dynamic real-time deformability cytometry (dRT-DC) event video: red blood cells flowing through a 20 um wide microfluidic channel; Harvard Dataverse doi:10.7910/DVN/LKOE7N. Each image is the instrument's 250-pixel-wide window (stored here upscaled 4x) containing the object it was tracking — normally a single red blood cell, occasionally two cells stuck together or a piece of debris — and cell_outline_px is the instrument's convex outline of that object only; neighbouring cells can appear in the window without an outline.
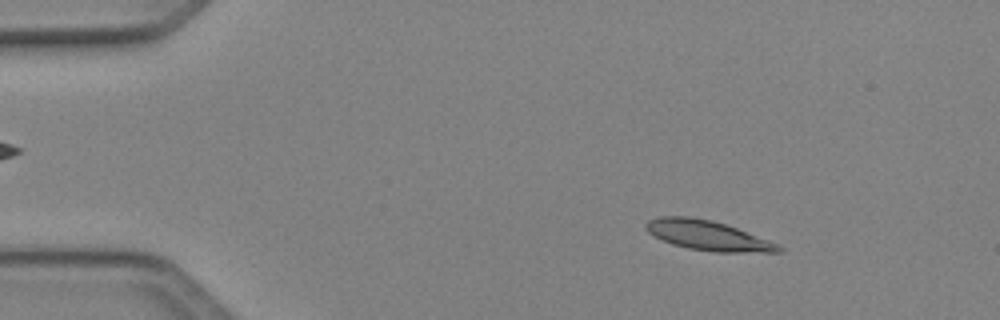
{"species": "Egyptian fruit bat (a non-hibernating species)", "species_latin": "Rousettus aegyptiacus", "temperature_condition": "cold", "stored_images_in_passage": 49, "camera_frame_rate_fps": 3000, "um_per_image_px": 0.085, "animal": {"sex": "female"}, "frame": {"image": 1, "passage_image": 7, "time_ms": 2.0, "image_size_px": [1000, 320], "cell_outline_px": [[784, 248], [780, 252], [716, 252], [688, 248], [672, 244], [648, 232], [644, 228], [644, 224], [648, 220], [660, 216], [688, 216], [712, 220], [736, 228], [780, 244]], "centroid_in_image_um": [60.16, 20.01], "position_along_channel_um": 24.8, "area_um2": 22.89}}
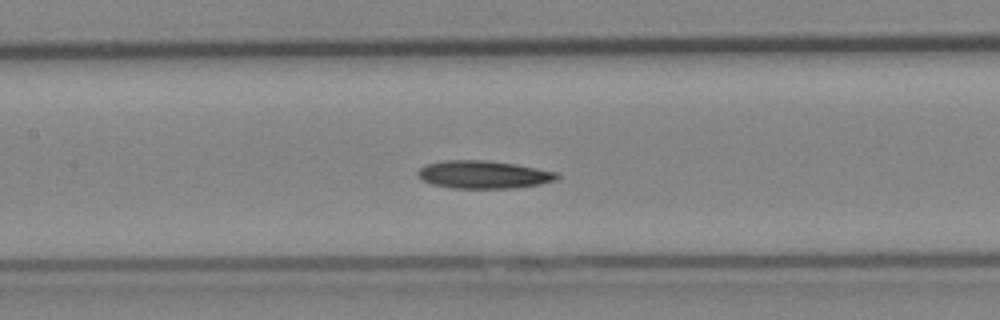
{"frame": {"image": 2, "passage_image": 23, "time_ms": 7.333, "image_size_px": [1000, 320], "cell_outline_px": [[560, 176], [556, 180], [540, 184], [516, 188], [452, 188], [432, 184], [424, 180], [416, 172], [424, 164], [444, 160], [484, 160], [516, 164], [556, 172]], "centroid_in_image_um": [41.1, 14.83], "position_along_channel_um": 166.3, "area_um2": 22.54}}
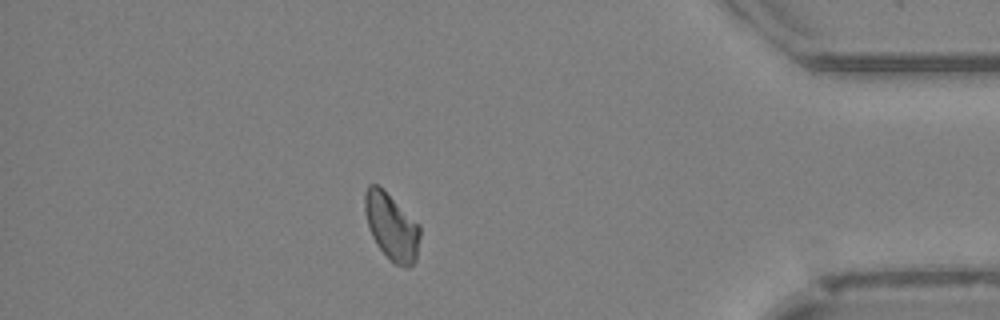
{"frame": {"image": 3, "passage_image": 43, "time_ms": 14.0, "image_size_px": [1000, 320], "cell_outline_px": [[420, 236], [416, 260], [408, 268], [404, 268], [388, 260], [376, 244], [372, 236], [368, 224], [364, 208], [364, 192], [368, 184], [376, 184], [420, 224]], "centroid_in_image_um": [33.28, 19.31], "position_along_channel_um": 401.9, "area_um2": 21.44}, "authors_computed_cell_mechanics": {"area_um2": 21.7328, "velocity_mm_per_s": 4.1093, "shape_relaxation_time_tau1_ms": 3.5355, "shape_relaxation_time_tau2_ms": null, "deformation_change_tau1": 0.1041, "deformation_change_tau2": null}}